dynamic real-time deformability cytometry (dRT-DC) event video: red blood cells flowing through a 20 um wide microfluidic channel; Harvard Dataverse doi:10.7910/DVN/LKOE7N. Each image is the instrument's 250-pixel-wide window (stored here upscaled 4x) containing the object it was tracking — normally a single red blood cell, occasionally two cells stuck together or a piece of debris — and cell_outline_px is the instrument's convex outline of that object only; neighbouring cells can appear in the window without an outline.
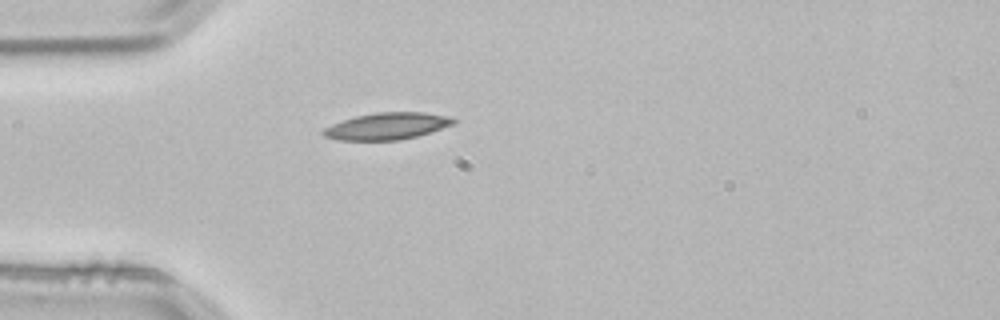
{"species": "common noctule bat (a hibernating species)", "species_latin": "Nyctalus noctula", "temperature_condition": "room temperature", "stored_images_in_passage": 1, "camera_frame_rate_fps": 3000, "um_per_image_px": 0.085, "animal": {"sex": "male", "body_mass_g": 21.5, "forearm_length_mm": 52.0}, "frame": {"image": 1, "passage_image": 1, "time_ms": 0.0, "image_size_px": [1000, 320], "cell_outline_px": [[456, 124], [416, 136], [400, 140], [340, 140], [324, 136], [320, 132], [324, 128], [332, 124], [356, 116], [376, 112], [424, 112], [452, 116], [456, 120]], "centroid_in_image_um": [32.94, 10.71], "position_along_channel_um": 52.1, "area_um2": 20.4}}